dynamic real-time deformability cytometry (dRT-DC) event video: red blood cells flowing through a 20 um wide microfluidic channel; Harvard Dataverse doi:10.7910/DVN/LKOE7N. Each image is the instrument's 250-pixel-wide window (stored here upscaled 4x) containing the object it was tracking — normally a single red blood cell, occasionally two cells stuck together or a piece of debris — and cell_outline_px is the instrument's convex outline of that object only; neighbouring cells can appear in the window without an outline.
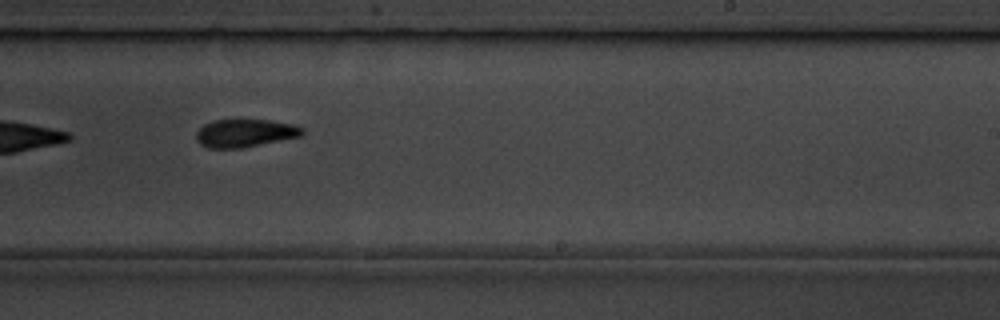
{"species": "common noctule bat (a hibernating species)", "species_latin": "Nyctalus noctula", "temperature_condition": "room temperature", "stored_images_in_passage": 11, "camera_frame_rate_fps": 3000, "um_per_image_px": 0.085, "animal": {"sex": "male", "body_mass_g": 19.5, "forearm_length_mm": 54.6}, "frame": {"image": 1, "passage_image": 10, "time_ms": 11.0, "image_size_px": [1000, 320], "cell_outline_px": [[304, 136], [240, 148], [208, 148], [200, 144], [196, 140], [196, 132], [204, 124], [212, 120], [268, 120], [296, 124], [304, 128]], "centroid_in_image_um": [20.86, 11.31], "position_along_channel_um": 268.1, "area_um2": 17.46}}
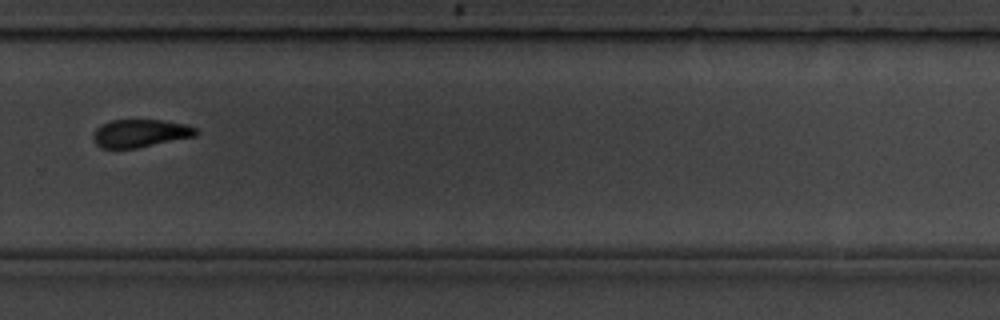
{"frame": {"image": 2, "passage_image": 11, "time_ms": 12.333, "image_size_px": [1000, 320], "cell_outline_px": [[200, 132], [196, 136], [136, 148], [100, 148], [96, 144], [96, 128], [112, 120], [160, 120], [188, 124], [196, 128]], "centroid_in_image_um": [12.01, 11.32], "position_along_channel_um": 317.8, "area_um2": 16.47}}